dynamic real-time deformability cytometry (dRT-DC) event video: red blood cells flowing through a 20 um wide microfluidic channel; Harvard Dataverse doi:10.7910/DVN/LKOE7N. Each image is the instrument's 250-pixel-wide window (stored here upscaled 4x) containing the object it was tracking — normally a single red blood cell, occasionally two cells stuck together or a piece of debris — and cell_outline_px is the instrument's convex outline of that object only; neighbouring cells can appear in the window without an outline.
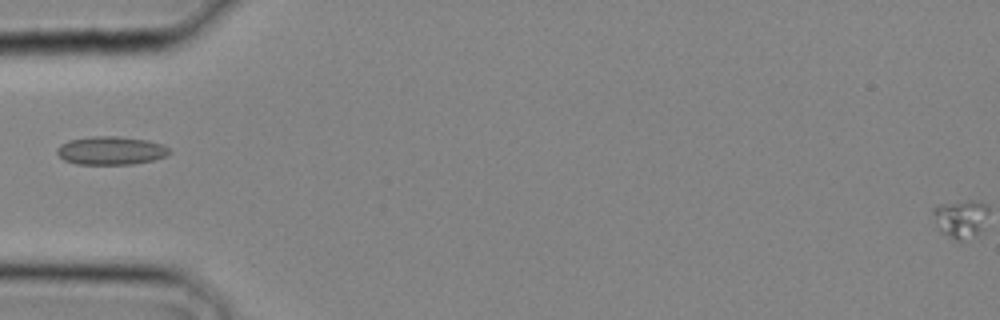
{"species": "common noctule bat (a hibernating species)", "species_latin": "Nyctalus noctula", "temperature_condition": "cold", "stored_images_in_passage": 20, "camera_frame_rate_fps": 3000, "um_per_image_px": 0.085, "animal": {"sex": "male", "body_mass_g": 20.4}, "frame": {"image": 1, "passage_image": 2, "time_ms": 0.333, "image_size_px": [1000, 320], "cell_outline_px": [[172, 152], [164, 156], [152, 160], [132, 164], [76, 164], [64, 160], [56, 152], [56, 148], [60, 144], [68, 140], [92, 136], [116, 136], [148, 140], [164, 144]], "centroid_in_image_um": [9.41, 12.79], "position_along_channel_um": 75.6, "area_um2": 18.61}}
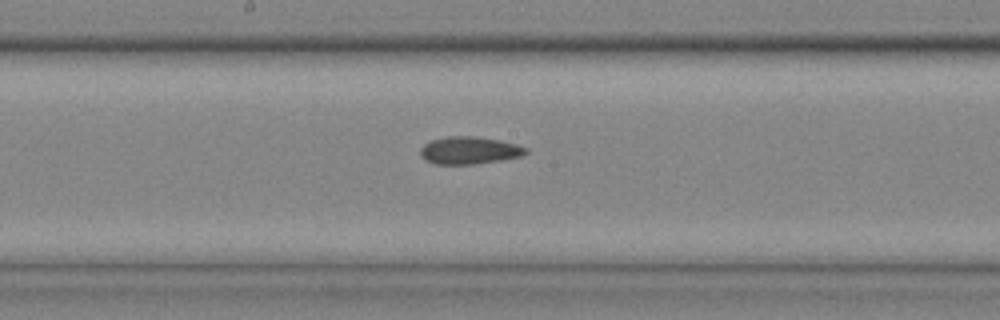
{"frame": {"image": 2, "passage_image": 8, "time_ms": 2.333, "image_size_px": [1000, 320], "cell_outline_px": [[528, 152], [520, 156], [500, 160], [476, 164], [436, 164], [424, 160], [420, 156], [420, 148], [424, 144], [432, 140], [444, 136], [476, 136], [500, 140], [516, 144], [528, 148]], "centroid_in_image_um": [39.86, 12.78], "position_along_channel_um": 208.3, "area_um2": 16.99}}
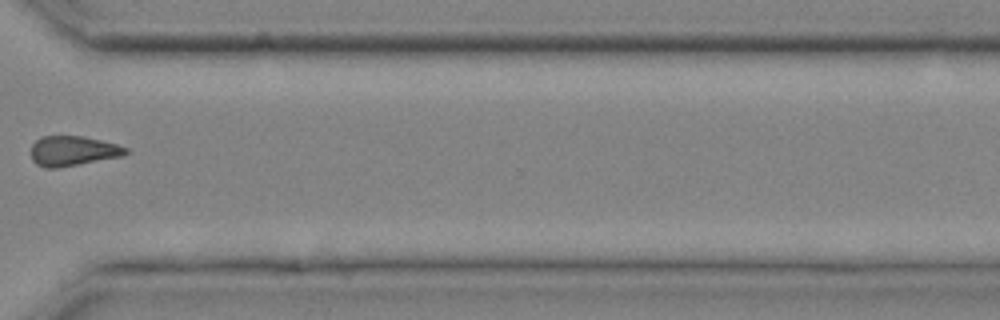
{"frame": {"image": 3, "passage_image": 15, "time_ms": 4.667, "image_size_px": [1000, 320], "cell_outline_px": [[128, 152], [124, 156], [56, 168], [44, 168], [36, 164], [32, 160], [32, 144], [40, 136], [84, 136], [116, 144], [128, 148]], "centroid_in_image_um": [6.19, 12.83], "position_along_channel_um": 364.4, "area_um2": 16.53}}